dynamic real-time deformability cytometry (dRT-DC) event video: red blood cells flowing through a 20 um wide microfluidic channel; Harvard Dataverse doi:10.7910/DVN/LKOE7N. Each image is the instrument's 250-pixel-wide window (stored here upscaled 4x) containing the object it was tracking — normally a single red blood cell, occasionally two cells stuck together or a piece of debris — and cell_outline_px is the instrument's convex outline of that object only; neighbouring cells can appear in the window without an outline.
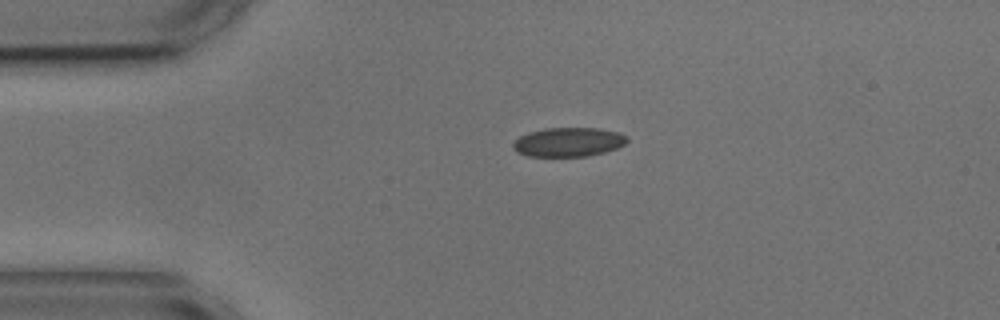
{"species": "common noctule bat (a hibernating species)", "species_latin": "Nyctalus noctula", "temperature_condition": "cold", "stored_images_in_passage": 2, "camera_frame_rate_fps": 3000, "um_per_image_px": 0.085, "animal": {"sex": "male", "body_mass_g": 17.9, "forearm_length_mm": 54.2}, "frame": {"image": 1, "passage_image": 1, "time_ms": 0.0, "image_size_px": [1000, 320], "cell_outline_px": [[628, 140], [624, 144], [616, 148], [604, 152], [588, 156], [528, 156], [516, 152], [512, 148], [512, 144], [520, 136], [528, 132], [544, 128], [600, 128], [620, 132], [628, 136]], "centroid_in_image_um": [48.32, 12.07], "position_along_channel_um": 36.7, "area_um2": 19.48}}
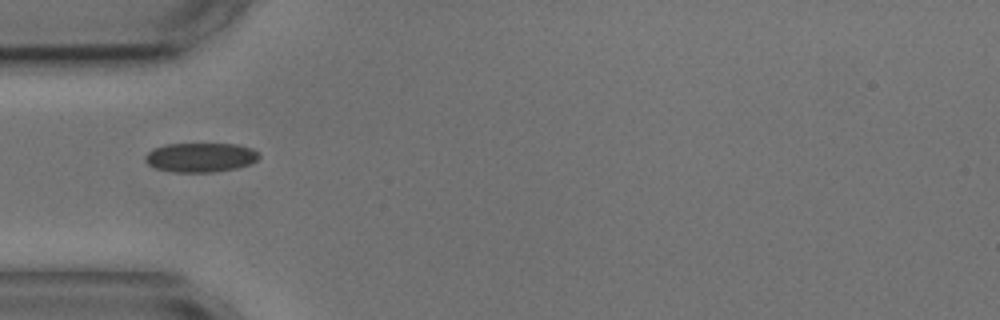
{"frame": {"image": 2, "passage_image": 2, "time_ms": 1.667, "image_size_px": [1000, 320], "cell_outline_px": [[260, 156], [252, 164], [236, 168], [208, 172], [176, 172], [156, 168], [148, 164], [144, 160], [144, 156], [152, 148], [164, 144], [236, 144], [252, 148], [260, 152]], "centroid_in_image_um": [17.05, 13.37], "position_along_channel_um": 68.0, "area_um2": 19.54}}